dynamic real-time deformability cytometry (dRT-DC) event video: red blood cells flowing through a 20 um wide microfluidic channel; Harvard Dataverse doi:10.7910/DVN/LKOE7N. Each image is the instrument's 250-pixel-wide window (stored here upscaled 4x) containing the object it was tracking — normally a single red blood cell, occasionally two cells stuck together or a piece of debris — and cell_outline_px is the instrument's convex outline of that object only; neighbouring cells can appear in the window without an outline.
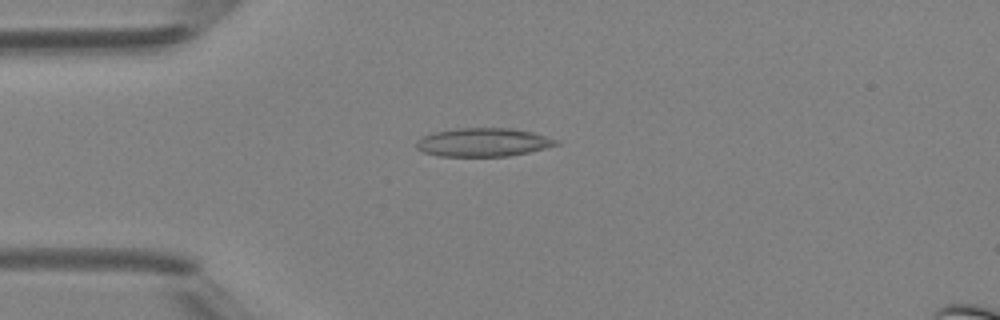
{"species": "Egyptian fruit bat (a non-hibernating species)", "species_latin": "Rousettus aegyptiacus", "temperature_condition": "room temperature", "stored_images_in_passage": 6, "camera_frame_rate_fps": 3000, "um_per_image_px": 0.085, "animal": {"sex": "female"}, "frame": {"image": 1, "passage_image": 4, "time_ms": 3.667, "image_size_px": [1000, 320], "cell_outline_px": [[560, 144], [528, 152], [508, 156], [440, 156], [424, 152], [416, 148], [416, 140], [420, 136], [432, 132], [456, 128], [512, 128], [532, 132], [560, 140]], "centroid_in_image_um": [41.04, 12.08], "position_along_channel_um": 44.0, "area_um2": 23.35}}
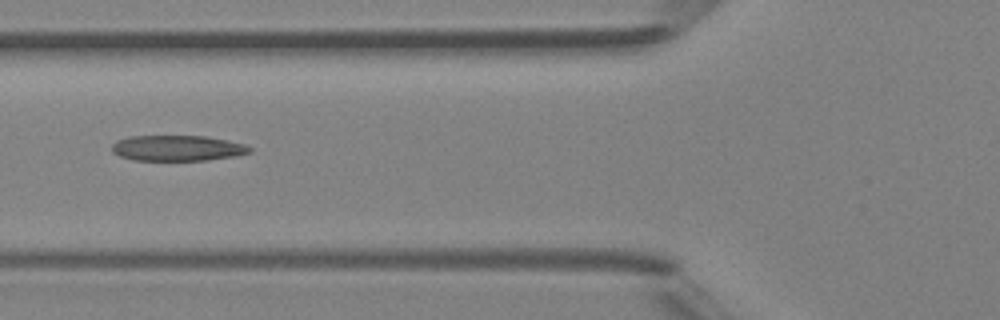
{"frame": {"image": 2, "passage_image": 6, "time_ms": 5.667, "image_size_px": [1000, 320], "cell_outline_px": [[252, 152], [236, 156], [208, 160], [132, 160], [120, 156], [112, 152], [112, 144], [116, 140], [128, 136], [208, 136], [228, 140], [244, 144], [252, 148]], "centroid_in_image_um": [15.09, 12.59], "position_along_channel_um": 110.7, "area_um2": 20.75}}